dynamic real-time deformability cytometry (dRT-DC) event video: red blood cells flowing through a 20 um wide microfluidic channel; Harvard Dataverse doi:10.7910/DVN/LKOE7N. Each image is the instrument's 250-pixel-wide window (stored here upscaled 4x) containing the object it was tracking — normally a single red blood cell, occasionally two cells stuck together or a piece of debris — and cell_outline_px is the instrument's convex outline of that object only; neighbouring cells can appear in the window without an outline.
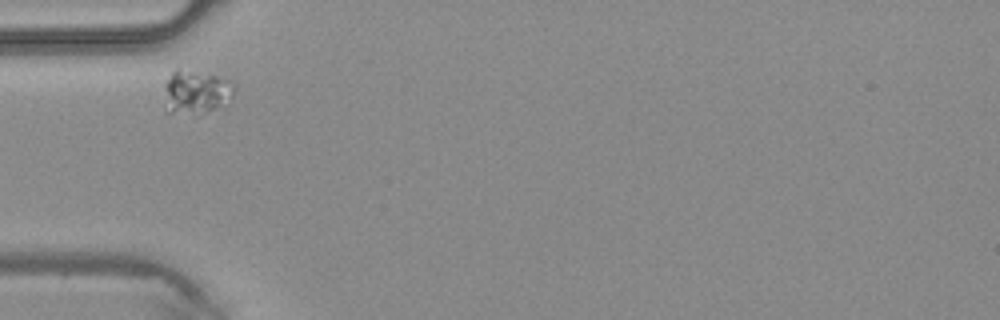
{"species": "common noctule bat (a hibernating species)", "species_latin": "Nyctalus noctula", "temperature_condition": "warm", "stored_images_in_passage": 4, "camera_frame_rate_fps": 3000, "um_per_image_px": 0.085, "animal": {"sex": "male", "body_mass_g": 20.4}, "frame": {"image": 1, "passage_image": 1, "time_ms": 0.0, "image_size_px": [1000, 320], "cell_outline_px": [[236, 88], [232, 96], [224, 108], [196, 116], [168, 112], [164, 84], [172, 72], [176, 68], [216, 76], [228, 80], [236, 84]], "centroid_in_image_um": [16.72, 7.87], "position_along_channel_um": 68.3, "area_um2": 18.26}}
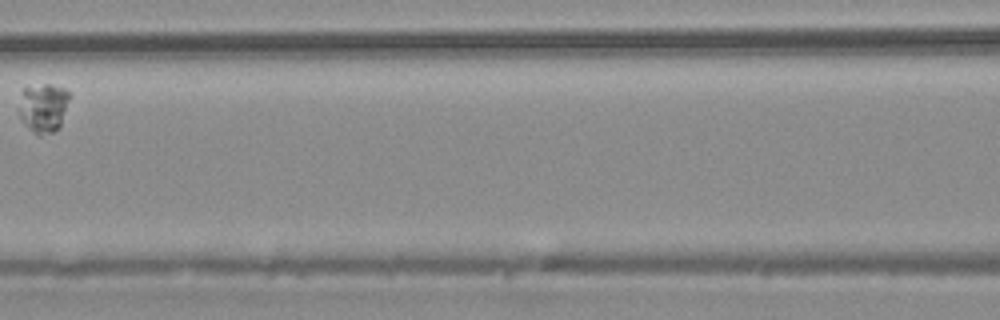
{"frame": {"image": 2, "passage_image": 3, "time_ms": 0.667, "image_size_px": [1000, 320], "cell_outline_px": [[72, 96], [60, 128], [52, 132], [40, 136], [36, 136], [28, 128], [20, 116], [16, 108], [24, 88], [44, 84], [48, 84], [64, 88]], "centroid_in_image_um": [3.7, 9.18], "position_along_channel_um": 162.9, "area_um2": 14.91}}
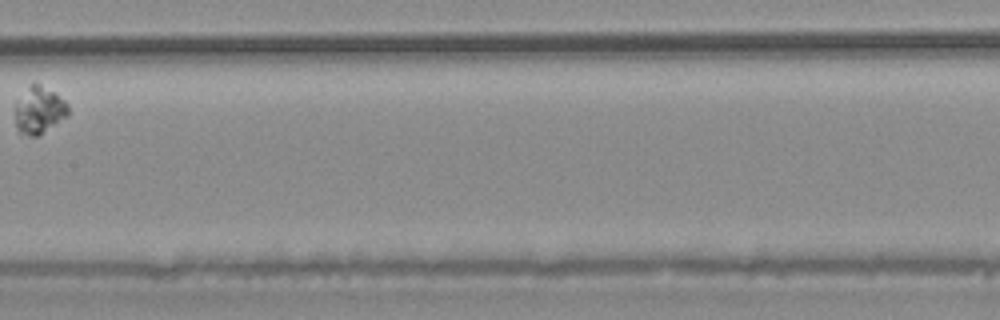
{"frame": {"image": 3, "passage_image": 4, "time_ms": 1.0, "image_size_px": [1000, 320], "cell_outline_px": [[68, 116], [40, 136], [32, 136], [20, 132], [16, 124], [16, 100], [32, 80], [36, 80], [64, 100], [68, 104]], "centroid_in_image_um": [3.33, 9.33], "position_along_channel_um": 204.1, "area_um2": 14.8}}